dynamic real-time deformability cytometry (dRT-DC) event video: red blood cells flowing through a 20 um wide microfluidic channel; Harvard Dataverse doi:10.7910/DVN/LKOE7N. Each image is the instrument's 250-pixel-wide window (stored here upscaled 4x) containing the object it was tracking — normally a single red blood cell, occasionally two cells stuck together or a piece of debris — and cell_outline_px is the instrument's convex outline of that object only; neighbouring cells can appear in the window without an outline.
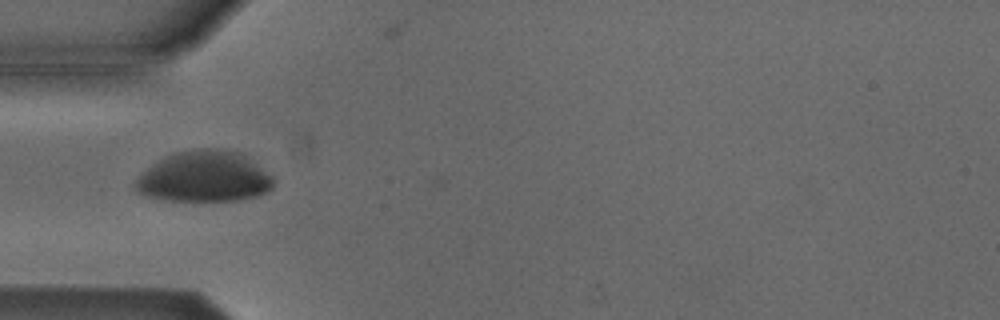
{"species": "Egyptian fruit bat (a non-hibernating species)", "species_latin": "Rousettus aegyptiacus", "temperature_condition": "cold", "stored_images_in_passage": 3, "camera_frame_rate_fps": 3000, "um_per_image_px": 0.085, "animal": {"sex": "male"}, "frame": {"image": 1, "passage_image": 1, "time_ms": 0.0, "image_size_px": [1000, 320], "cell_outline_px": [[272, 188], [268, 192], [256, 196], [240, 200], [164, 200], [148, 196], [136, 192], [132, 184], [148, 168], [172, 152], [192, 148], [216, 148], [240, 152], [272, 176]], "centroid_in_image_um": [17.34, 15.01], "position_along_channel_um": 67.7, "area_um2": 40.81}}